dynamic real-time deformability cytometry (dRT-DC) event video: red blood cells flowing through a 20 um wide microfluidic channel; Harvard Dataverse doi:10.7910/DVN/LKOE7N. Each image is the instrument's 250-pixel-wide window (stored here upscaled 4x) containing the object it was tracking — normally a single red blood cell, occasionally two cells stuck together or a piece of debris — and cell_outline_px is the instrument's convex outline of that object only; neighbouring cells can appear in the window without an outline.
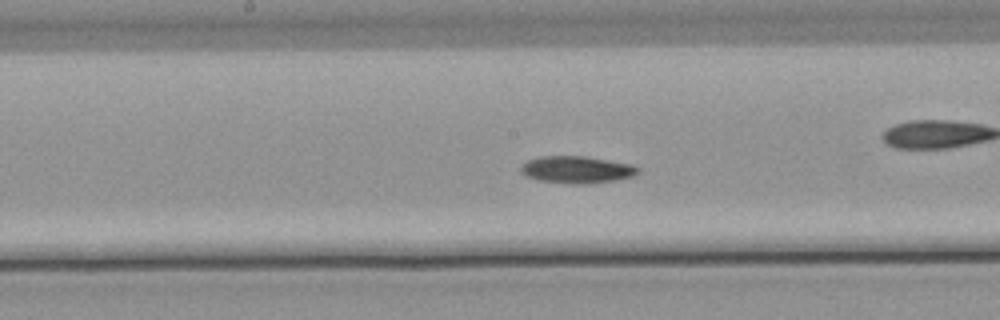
{"species": "common noctule bat (a hibernating species)", "species_latin": "Nyctalus noctula", "temperature_condition": "warm", "stored_images_in_passage": 49, "camera_frame_rate_fps": 3000, "um_per_image_px": 0.085, "animal": {"sex": "male", "body_mass_g": 21.5, "forearm_length_mm": 52.0}, "frame": {"image": 1, "passage_image": 22, "time_ms": 7.0, "image_size_px": [1000, 320], "cell_outline_px": [[640, 172], [632, 176], [616, 180], [584, 184], [576, 184], [540, 180], [524, 176], [520, 172], [520, 168], [528, 160], [540, 156], [584, 156], [632, 164], [640, 168]], "centroid_in_image_um": [49.03, 14.41], "position_along_channel_um": 199.2, "area_um2": 18.44}}
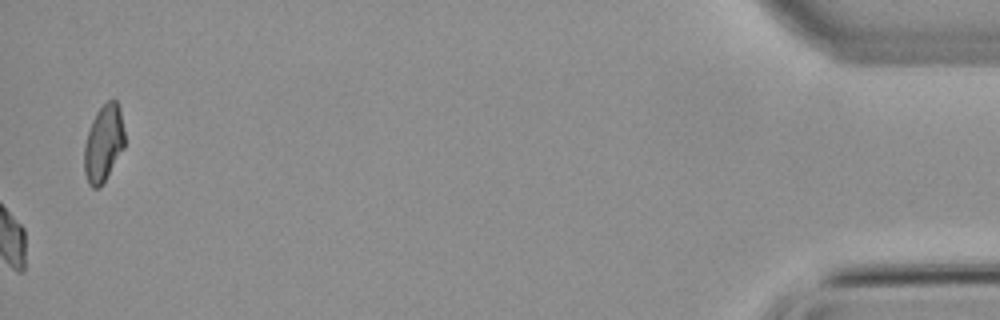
{"frame": {"image": 2, "passage_image": 49, "time_ms": 16.0, "image_size_px": [1000, 320], "cell_outline_px": [[124, 148], [100, 188], [92, 188], [88, 184], [84, 172], [84, 144], [92, 120], [96, 112], [112, 96], [116, 100], [120, 108], [124, 132]], "centroid_in_image_um": [8.8, 12.18], "position_along_channel_um": 426.4, "area_um2": 18.21}, "authors_computed_cell_mechanics": {"area_um2": 17.9758, "velocity_mm_per_s": 3.8095, "shape_relaxation_time_tau1_ms": 7.6765, "shape_relaxation_time_tau2_ms": null, "deformation_change_tau1": 0.1461, "deformation_change_tau2": null}}